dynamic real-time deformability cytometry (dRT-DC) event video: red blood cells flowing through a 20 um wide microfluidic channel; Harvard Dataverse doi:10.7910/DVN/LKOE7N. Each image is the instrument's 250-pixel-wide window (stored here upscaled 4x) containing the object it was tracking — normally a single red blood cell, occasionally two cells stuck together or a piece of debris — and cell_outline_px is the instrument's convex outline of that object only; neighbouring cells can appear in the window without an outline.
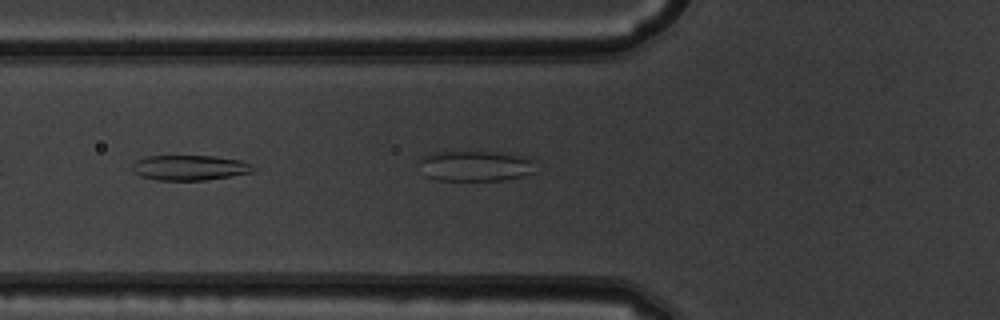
{"species": "common noctule bat (a hibernating species)", "species_latin": "Nyctalus noctula", "temperature_condition": "warm", "stored_images_in_passage": 6, "camera_frame_rate_fps": 3000, "um_per_image_px": 0.085, "animal": {"sex": "male", "body_mass_g": 19.5, "forearm_length_mm": 54.6}, "frame": {"image": 1, "passage_image": 5, "time_ms": 1.333, "image_size_px": [1000, 320], "cell_outline_px": [[256, 172], [232, 176], [204, 180], [156, 180], [140, 176], [132, 172], [132, 164], [136, 160], [148, 156], [212, 156], [240, 160], [252, 164], [256, 168]], "centroid_in_image_um": [16.14, 14.26], "position_along_channel_um": 109.7, "area_um2": 17.92}}